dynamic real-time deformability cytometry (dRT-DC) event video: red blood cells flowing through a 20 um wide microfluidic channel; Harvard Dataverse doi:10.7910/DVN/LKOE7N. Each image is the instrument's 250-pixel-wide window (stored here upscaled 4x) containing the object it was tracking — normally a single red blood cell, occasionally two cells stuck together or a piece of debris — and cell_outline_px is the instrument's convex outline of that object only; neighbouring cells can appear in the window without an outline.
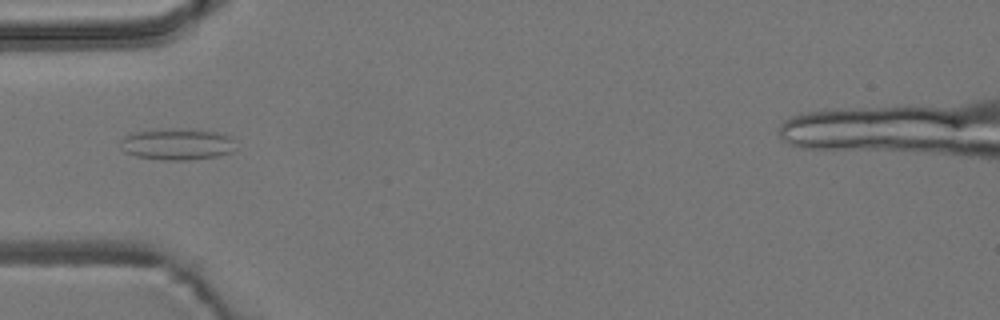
{"species": "common noctule bat (a hibernating species)", "species_latin": "Nyctalus noctula", "temperature_condition": "room temperature", "stored_images_in_passage": 6, "camera_frame_rate_fps": 3000, "um_per_image_px": 0.085, "animal": {"sex": "male", "body_mass_g": 19.2, "forearm_length_mm": 51.8}, "frame": {"image": 1, "passage_image": 6, "time_ms": 1.667, "image_size_px": [1000, 320], "cell_outline_px": [[236, 148], [232, 152], [216, 156], [188, 160], [164, 160], [136, 156], [124, 152], [120, 148], [120, 140], [124, 136], [132, 132], [152, 128], [180, 128], [216, 132], [232, 136], [236, 140]], "centroid_in_image_um": [15.04, 12.23], "position_along_channel_um": 70.0, "area_um2": 21.79}}